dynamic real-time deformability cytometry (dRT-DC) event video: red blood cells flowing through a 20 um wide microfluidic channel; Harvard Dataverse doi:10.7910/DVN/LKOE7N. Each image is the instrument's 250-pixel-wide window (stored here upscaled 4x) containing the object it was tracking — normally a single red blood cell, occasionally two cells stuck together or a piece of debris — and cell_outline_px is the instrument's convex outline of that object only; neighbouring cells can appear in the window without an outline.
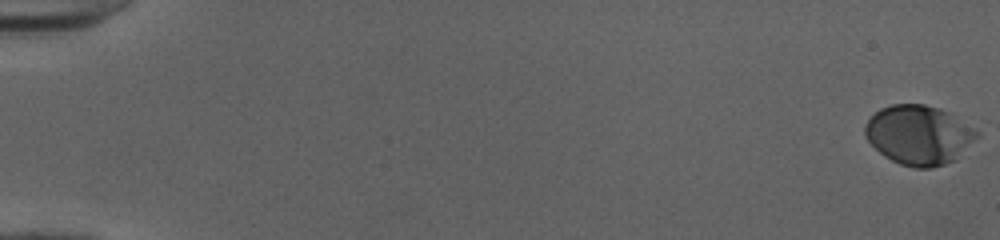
{"species": "human", "species_latin": "Homo sapiens", "temperature_condition": "cold", "stored_images_in_passage": 53, "camera_frame_rate_fps": 3000, "um_per_image_px": 0.085, "donor": {"sex": "female"}, "frame": {"image": 1, "passage_image": 1, "time_ms": 0.0, "image_size_px": [1000, 240], "cell_outline_px": [[980, 136], [956, 160], [932, 168], [912, 168], [900, 164], [884, 156], [864, 136], [864, 124], [880, 108], [892, 104], [924, 104], [940, 108], [948, 112], [976, 128], [980, 132]], "centroid_in_image_um": [78.14, 11.47], "position_along_channel_um": 6.9, "area_um2": 39.07}}
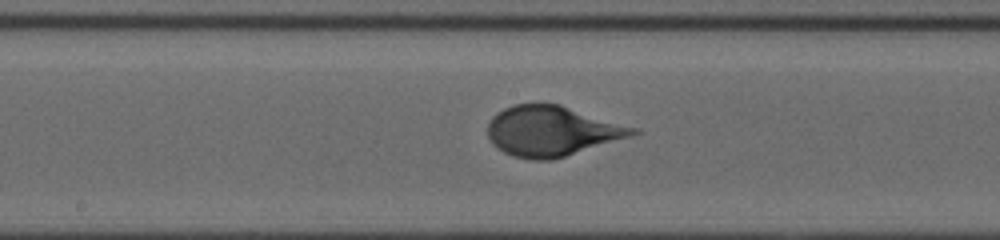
{"frame": {"image": 2, "passage_image": 30, "time_ms": 9.667, "image_size_px": [1000, 240], "cell_outline_px": [[640, 132], [632, 136], [552, 160], [528, 160], [512, 156], [496, 148], [492, 144], [488, 136], [488, 124], [492, 116], [496, 112], [512, 104], [560, 104], [640, 128]], "centroid_in_image_um": [46.92, 11.14], "position_along_channel_um": 201.3, "area_um2": 42.77}}
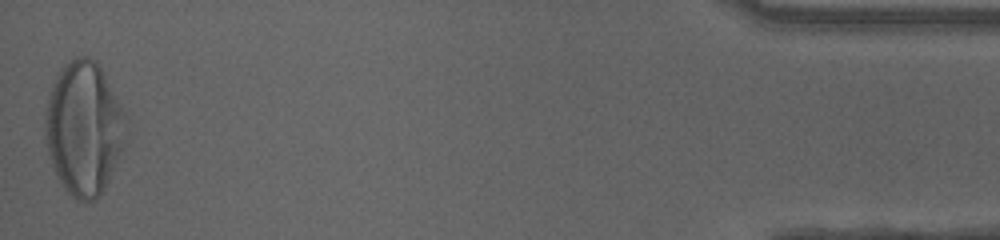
{"frame": {"image": 3, "passage_image": 53, "time_ms": 17.333, "image_size_px": [1000, 240], "cell_outline_px": [[124, 144], [104, 192], [96, 200], [76, 200], [64, 188], [56, 176], [48, 152], [44, 132], [44, 112], [48, 96], [52, 84], [60, 68], [64, 64], [76, 56], [88, 56], [96, 60], [104, 72], [124, 116]], "centroid_in_image_um": [7.08, 10.9], "position_along_channel_um": 428.1, "area_um2": 62.71}}